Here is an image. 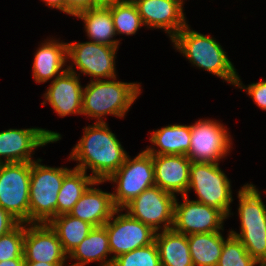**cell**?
I'll return each mask as SVG.
<instances>
[{"label":"cell","instance_id":"obj_23","mask_svg":"<svg viewBox=\"0 0 266 266\" xmlns=\"http://www.w3.org/2000/svg\"><path fill=\"white\" fill-rule=\"evenodd\" d=\"M160 232H156L155 243L161 266H194L187 235L179 233L173 228Z\"/></svg>","mask_w":266,"mask_h":266},{"label":"cell","instance_id":"obj_20","mask_svg":"<svg viewBox=\"0 0 266 266\" xmlns=\"http://www.w3.org/2000/svg\"><path fill=\"white\" fill-rule=\"evenodd\" d=\"M67 62V43L47 40L41 44L33 60V78L36 83H45L63 74Z\"/></svg>","mask_w":266,"mask_h":266},{"label":"cell","instance_id":"obj_36","mask_svg":"<svg viewBox=\"0 0 266 266\" xmlns=\"http://www.w3.org/2000/svg\"><path fill=\"white\" fill-rule=\"evenodd\" d=\"M0 266H25V260L24 258L4 260L0 262Z\"/></svg>","mask_w":266,"mask_h":266},{"label":"cell","instance_id":"obj_32","mask_svg":"<svg viewBox=\"0 0 266 266\" xmlns=\"http://www.w3.org/2000/svg\"><path fill=\"white\" fill-rule=\"evenodd\" d=\"M239 77L240 76H238L235 86L246 91L258 107L262 110H266V80L263 79V81L252 83L245 87Z\"/></svg>","mask_w":266,"mask_h":266},{"label":"cell","instance_id":"obj_24","mask_svg":"<svg viewBox=\"0 0 266 266\" xmlns=\"http://www.w3.org/2000/svg\"><path fill=\"white\" fill-rule=\"evenodd\" d=\"M84 22L85 32L92 42L118 47L113 18L109 7H92L74 15Z\"/></svg>","mask_w":266,"mask_h":266},{"label":"cell","instance_id":"obj_3","mask_svg":"<svg viewBox=\"0 0 266 266\" xmlns=\"http://www.w3.org/2000/svg\"><path fill=\"white\" fill-rule=\"evenodd\" d=\"M83 87L82 114L105 122L103 116L123 118L141 93L140 83L116 81V77L90 80Z\"/></svg>","mask_w":266,"mask_h":266},{"label":"cell","instance_id":"obj_34","mask_svg":"<svg viewBox=\"0 0 266 266\" xmlns=\"http://www.w3.org/2000/svg\"><path fill=\"white\" fill-rule=\"evenodd\" d=\"M94 7V0H66V14L74 16L76 13Z\"/></svg>","mask_w":266,"mask_h":266},{"label":"cell","instance_id":"obj_38","mask_svg":"<svg viewBox=\"0 0 266 266\" xmlns=\"http://www.w3.org/2000/svg\"><path fill=\"white\" fill-rule=\"evenodd\" d=\"M65 263L25 262V266H64Z\"/></svg>","mask_w":266,"mask_h":266},{"label":"cell","instance_id":"obj_35","mask_svg":"<svg viewBox=\"0 0 266 266\" xmlns=\"http://www.w3.org/2000/svg\"><path fill=\"white\" fill-rule=\"evenodd\" d=\"M49 7L56 8L66 13V0H43Z\"/></svg>","mask_w":266,"mask_h":266},{"label":"cell","instance_id":"obj_21","mask_svg":"<svg viewBox=\"0 0 266 266\" xmlns=\"http://www.w3.org/2000/svg\"><path fill=\"white\" fill-rule=\"evenodd\" d=\"M111 254L106 228L104 226L94 227L87 237L75 247L68 258L78 260L70 266H85L90 262H100V266H112L113 258L107 260Z\"/></svg>","mask_w":266,"mask_h":266},{"label":"cell","instance_id":"obj_22","mask_svg":"<svg viewBox=\"0 0 266 266\" xmlns=\"http://www.w3.org/2000/svg\"><path fill=\"white\" fill-rule=\"evenodd\" d=\"M191 125L173 124L153 131L149 138L155 147H147L146 151L151 155H187L190 148Z\"/></svg>","mask_w":266,"mask_h":266},{"label":"cell","instance_id":"obj_14","mask_svg":"<svg viewBox=\"0 0 266 266\" xmlns=\"http://www.w3.org/2000/svg\"><path fill=\"white\" fill-rule=\"evenodd\" d=\"M179 204H174L173 229L179 233L190 235L195 233H212L223 230L227 217L218 209L196 200L188 199V194L182 196Z\"/></svg>","mask_w":266,"mask_h":266},{"label":"cell","instance_id":"obj_33","mask_svg":"<svg viewBox=\"0 0 266 266\" xmlns=\"http://www.w3.org/2000/svg\"><path fill=\"white\" fill-rule=\"evenodd\" d=\"M20 222L0 206V237L14 229Z\"/></svg>","mask_w":266,"mask_h":266},{"label":"cell","instance_id":"obj_2","mask_svg":"<svg viewBox=\"0 0 266 266\" xmlns=\"http://www.w3.org/2000/svg\"><path fill=\"white\" fill-rule=\"evenodd\" d=\"M175 49L193 65L236 85L238 74L226 52L211 36L191 30L187 24L172 39Z\"/></svg>","mask_w":266,"mask_h":266},{"label":"cell","instance_id":"obj_10","mask_svg":"<svg viewBox=\"0 0 266 266\" xmlns=\"http://www.w3.org/2000/svg\"><path fill=\"white\" fill-rule=\"evenodd\" d=\"M189 152L191 162L218 163L231 148L229 132L217 120H199L191 125Z\"/></svg>","mask_w":266,"mask_h":266},{"label":"cell","instance_id":"obj_16","mask_svg":"<svg viewBox=\"0 0 266 266\" xmlns=\"http://www.w3.org/2000/svg\"><path fill=\"white\" fill-rule=\"evenodd\" d=\"M142 22L149 28H161L172 39L186 23L180 0H132Z\"/></svg>","mask_w":266,"mask_h":266},{"label":"cell","instance_id":"obj_11","mask_svg":"<svg viewBox=\"0 0 266 266\" xmlns=\"http://www.w3.org/2000/svg\"><path fill=\"white\" fill-rule=\"evenodd\" d=\"M117 49L118 47L92 41L67 43V59L73 62L67 69H72V65H75L81 73L90 75L91 80L115 78Z\"/></svg>","mask_w":266,"mask_h":266},{"label":"cell","instance_id":"obj_28","mask_svg":"<svg viewBox=\"0 0 266 266\" xmlns=\"http://www.w3.org/2000/svg\"><path fill=\"white\" fill-rule=\"evenodd\" d=\"M116 34L133 35L144 26L132 0H123L109 7Z\"/></svg>","mask_w":266,"mask_h":266},{"label":"cell","instance_id":"obj_26","mask_svg":"<svg viewBox=\"0 0 266 266\" xmlns=\"http://www.w3.org/2000/svg\"><path fill=\"white\" fill-rule=\"evenodd\" d=\"M48 224L57 234L64 252L68 255L94 228L90 223L72 215L62 214L52 218Z\"/></svg>","mask_w":266,"mask_h":266},{"label":"cell","instance_id":"obj_1","mask_svg":"<svg viewBox=\"0 0 266 266\" xmlns=\"http://www.w3.org/2000/svg\"><path fill=\"white\" fill-rule=\"evenodd\" d=\"M84 127V135L73 147L69 160L79 161L74 167L87 173L91 169L95 181H106L125 162L128 154L106 122Z\"/></svg>","mask_w":266,"mask_h":266},{"label":"cell","instance_id":"obj_18","mask_svg":"<svg viewBox=\"0 0 266 266\" xmlns=\"http://www.w3.org/2000/svg\"><path fill=\"white\" fill-rule=\"evenodd\" d=\"M155 185L173 195L188 193L191 160L186 155H152Z\"/></svg>","mask_w":266,"mask_h":266},{"label":"cell","instance_id":"obj_7","mask_svg":"<svg viewBox=\"0 0 266 266\" xmlns=\"http://www.w3.org/2000/svg\"><path fill=\"white\" fill-rule=\"evenodd\" d=\"M192 188L198 196L196 201L220 210L227 218L231 215L230 180L219 163L191 162L188 192Z\"/></svg>","mask_w":266,"mask_h":266},{"label":"cell","instance_id":"obj_27","mask_svg":"<svg viewBox=\"0 0 266 266\" xmlns=\"http://www.w3.org/2000/svg\"><path fill=\"white\" fill-rule=\"evenodd\" d=\"M95 180L84 171L73 168L65 176L57 197V216L68 214Z\"/></svg>","mask_w":266,"mask_h":266},{"label":"cell","instance_id":"obj_5","mask_svg":"<svg viewBox=\"0 0 266 266\" xmlns=\"http://www.w3.org/2000/svg\"><path fill=\"white\" fill-rule=\"evenodd\" d=\"M41 159L31 162L29 190V223H48L57 216V197L67 167L42 165Z\"/></svg>","mask_w":266,"mask_h":266},{"label":"cell","instance_id":"obj_31","mask_svg":"<svg viewBox=\"0 0 266 266\" xmlns=\"http://www.w3.org/2000/svg\"><path fill=\"white\" fill-rule=\"evenodd\" d=\"M25 223H19L14 229L0 237V262L24 258Z\"/></svg>","mask_w":266,"mask_h":266},{"label":"cell","instance_id":"obj_13","mask_svg":"<svg viewBox=\"0 0 266 266\" xmlns=\"http://www.w3.org/2000/svg\"><path fill=\"white\" fill-rule=\"evenodd\" d=\"M61 135L42 128L8 129L0 132V164L33 162L32 152L38 147L59 141ZM4 161H3V159Z\"/></svg>","mask_w":266,"mask_h":266},{"label":"cell","instance_id":"obj_8","mask_svg":"<svg viewBox=\"0 0 266 266\" xmlns=\"http://www.w3.org/2000/svg\"><path fill=\"white\" fill-rule=\"evenodd\" d=\"M31 162L0 164V206L20 223H29Z\"/></svg>","mask_w":266,"mask_h":266},{"label":"cell","instance_id":"obj_12","mask_svg":"<svg viewBox=\"0 0 266 266\" xmlns=\"http://www.w3.org/2000/svg\"><path fill=\"white\" fill-rule=\"evenodd\" d=\"M120 211L123 209H117L103 225L107 231L111 254H115L112 256L113 259L154 243L156 236V232L151 227L132 218L127 212L120 214Z\"/></svg>","mask_w":266,"mask_h":266},{"label":"cell","instance_id":"obj_30","mask_svg":"<svg viewBox=\"0 0 266 266\" xmlns=\"http://www.w3.org/2000/svg\"><path fill=\"white\" fill-rule=\"evenodd\" d=\"M112 266H161L156 243L134 249L114 258Z\"/></svg>","mask_w":266,"mask_h":266},{"label":"cell","instance_id":"obj_29","mask_svg":"<svg viewBox=\"0 0 266 266\" xmlns=\"http://www.w3.org/2000/svg\"><path fill=\"white\" fill-rule=\"evenodd\" d=\"M258 262L247 252L240 240L231 235L224 240L217 266H256Z\"/></svg>","mask_w":266,"mask_h":266},{"label":"cell","instance_id":"obj_6","mask_svg":"<svg viewBox=\"0 0 266 266\" xmlns=\"http://www.w3.org/2000/svg\"><path fill=\"white\" fill-rule=\"evenodd\" d=\"M129 157L128 155L120 168L106 180L117 185L116 191L112 193L117 209H123L144 190L155 186L152 155L143 150L134 159Z\"/></svg>","mask_w":266,"mask_h":266},{"label":"cell","instance_id":"obj_39","mask_svg":"<svg viewBox=\"0 0 266 266\" xmlns=\"http://www.w3.org/2000/svg\"><path fill=\"white\" fill-rule=\"evenodd\" d=\"M258 264H260V266H266V260L260 261Z\"/></svg>","mask_w":266,"mask_h":266},{"label":"cell","instance_id":"obj_25","mask_svg":"<svg viewBox=\"0 0 266 266\" xmlns=\"http://www.w3.org/2000/svg\"><path fill=\"white\" fill-rule=\"evenodd\" d=\"M194 266H217L225 238L220 231L187 235Z\"/></svg>","mask_w":266,"mask_h":266},{"label":"cell","instance_id":"obj_9","mask_svg":"<svg viewBox=\"0 0 266 266\" xmlns=\"http://www.w3.org/2000/svg\"><path fill=\"white\" fill-rule=\"evenodd\" d=\"M175 200V195L155 185L144 190L123 210L127 209V213L132 218L140 220L155 232H159L161 228L162 231L173 228Z\"/></svg>","mask_w":266,"mask_h":266},{"label":"cell","instance_id":"obj_17","mask_svg":"<svg viewBox=\"0 0 266 266\" xmlns=\"http://www.w3.org/2000/svg\"><path fill=\"white\" fill-rule=\"evenodd\" d=\"M72 69L52 80L44 94L46 101L60 117L70 114L82 115L83 87L79 82L80 74Z\"/></svg>","mask_w":266,"mask_h":266},{"label":"cell","instance_id":"obj_4","mask_svg":"<svg viewBox=\"0 0 266 266\" xmlns=\"http://www.w3.org/2000/svg\"><path fill=\"white\" fill-rule=\"evenodd\" d=\"M238 198L241 233L229 232L240 240L250 256L259 263L266 260V206L260 192L251 183L238 191Z\"/></svg>","mask_w":266,"mask_h":266},{"label":"cell","instance_id":"obj_19","mask_svg":"<svg viewBox=\"0 0 266 266\" xmlns=\"http://www.w3.org/2000/svg\"><path fill=\"white\" fill-rule=\"evenodd\" d=\"M102 182L106 181H95L91 184L69 214L90 223L94 227L103 226L117 208L114 205L112 193L92 187Z\"/></svg>","mask_w":266,"mask_h":266},{"label":"cell","instance_id":"obj_15","mask_svg":"<svg viewBox=\"0 0 266 266\" xmlns=\"http://www.w3.org/2000/svg\"><path fill=\"white\" fill-rule=\"evenodd\" d=\"M25 223V262L65 263L68 259L55 231L48 223ZM30 225V226H29Z\"/></svg>","mask_w":266,"mask_h":266},{"label":"cell","instance_id":"obj_37","mask_svg":"<svg viewBox=\"0 0 266 266\" xmlns=\"http://www.w3.org/2000/svg\"><path fill=\"white\" fill-rule=\"evenodd\" d=\"M123 0H94V7H110Z\"/></svg>","mask_w":266,"mask_h":266}]
</instances>
